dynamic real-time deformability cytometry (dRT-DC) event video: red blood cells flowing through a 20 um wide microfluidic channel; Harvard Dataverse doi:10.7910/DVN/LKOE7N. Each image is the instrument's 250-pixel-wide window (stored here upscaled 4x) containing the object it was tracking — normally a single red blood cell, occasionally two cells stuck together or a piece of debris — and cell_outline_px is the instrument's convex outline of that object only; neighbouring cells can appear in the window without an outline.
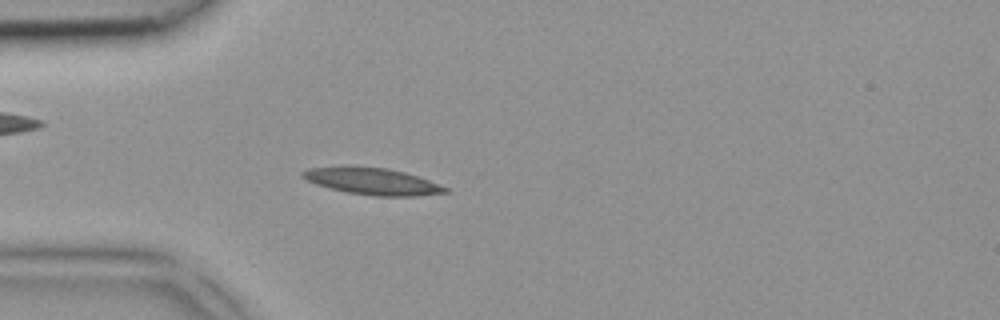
{"species": "common noctule bat (a hibernating species)", "species_latin": "Nyctalus noctula", "temperature_condition": "room temperature", "stored_images_in_passage": 2, "camera_frame_rate_fps": 3000, "um_per_image_px": 0.085, "animal": {"sex": "female", "body_mass_g": 18.4}, "frame": {"image": 1, "passage_image": 2, "time_ms": 0.333, "image_size_px": [1000, 320], "cell_outline_px": [[448, 192], [416, 196], [372, 196], [348, 192], [316, 184], [300, 176], [300, 172], [308, 168], [384, 168], [404, 172], [428, 180], [448, 188]], "centroid_in_image_um": [31.68, 15.44], "position_along_channel_um": 53.3, "area_um2": 21.33}}